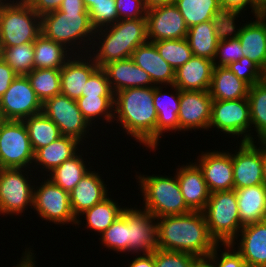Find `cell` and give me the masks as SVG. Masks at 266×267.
Segmentation results:
<instances>
[{
    "label": "cell",
    "mask_w": 266,
    "mask_h": 267,
    "mask_svg": "<svg viewBox=\"0 0 266 267\" xmlns=\"http://www.w3.org/2000/svg\"><path fill=\"white\" fill-rule=\"evenodd\" d=\"M157 112L154 107V86L128 88L114 94L113 123L125 135L148 150L156 151ZM122 126V127H121Z\"/></svg>",
    "instance_id": "obj_1"
},
{
    "label": "cell",
    "mask_w": 266,
    "mask_h": 267,
    "mask_svg": "<svg viewBox=\"0 0 266 267\" xmlns=\"http://www.w3.org/2000/svg\"><path fill=\"white\" fill-rule=\"evenodd\" d=\"M158 249L209 256L217 245L202 211L157 218Z\"/></svg>",
    "instance_id": "obj_2"
},
{
    "label": "cell",
    "mask_w": 266,
    "mask_h": 267,
    "mask_svg": "<svg viewBox=\"0 0 266 267\" xmlns=\"http://www.w3.org/2000/svg\"><path fill=\"white\" fill-rule=\"evenodd\" d=\"M146 42V18L118 20L95 30L88 55L102 68L109 62L130 58L133 51Z\"/></svg>",
    "instance_id": "obj_3"
},
{
    "label": "cell",
    "mask_w": 266,
    "mask_h": 267,
    "mask_svg": "<svg viewBox=\"0 0 266 267\" xmlns=\"http://www.w3.org/2000/svg\"><path fill=\"white\" fill-rule=\"evenodd\" d=\"M41 33L73 54H88L95 29L88 11H54L41 17Z\"/></svg>",
    "instance_id": "obj_4"
},
{
    "label": "cell",
    "mask_w": 266,
    "mask_h": 267,
    "mask_svg": "<svg viewBox=\"0 0 266 267\" xmlns=\"http://www.w3.org/2000/svg\"><path fill=\"white\" fill-rule=\"evenodd\" d=\"M135 175L142 196V208L154 217L182 215L192 210L185 203L176 173L173 176L160 174ZM149 175V176H148Z\"/></svg>",
    "instance_id": "obj_5"
},
{
    "label": "cell",
    "mask_w": 266,
    "mask_h": 267,
    "mask_svg": "<svg viewBox=\"0 0 266 267\" xmlns=\"http://www.w3.org/2000/svg\"><path fill=\"white\" fill-rule=\"evenodd\" d=\"M41 34V17L25 0H0V47L34 42Z\"/></svg>",
    "instance_id": "obj_6"
},
{
    "label": "cell",
    "mask_w": 266,
    "mask_h": 267,
    "mask_svg": "<svg viewBox=\"0 0 266 267\" xmlns=\"http://www.w3.org/2000/svg\"><path fill=\"white\" fill-rule=\"evenodd\" d=\"M210 236L217 244H228L237 237L241 228L235 189L210 193L202 211Z\"/></svg>",
    "instance_id": "obj_7"
},
{
    "label": "cell",
    "mask_w": 266,
    "mask_h": 267,
    "mask_svg": "<svg viewBox=\"0 0 266 267\" xmlns=\"http://www.w3.org/2000/svg\"><path fill=\"white\" fill-rule=\"evenodd\" d=\"M32 174L34 172L29 168H0V216L15 215L16 218L22 213L24 215L28 207L32 209L34 184L37 179Z\"/></svg>",
    "instance_id": "obj_8"
},
{
    "label": "cell",
    "mask_w": 266,
    "mask_h": 267,
    "mask_svg": "<svg viewBox=\"0 0 266 267\" xmlns=\"http://www.w3.org/2000/svg\"><path fill=\"white\" fill-rule=\"evenodd\" d=\"M36 179L33 190L32 210L39 218L57 225H76L69 193L54 184L46 176ZM40 179V183L37 182ZM40 183V184H39Z\"/></svg>",
    "instance_id": "obj_9"
},
{
    "label": "cell",
    "mask_w": 266,
    "mask_h": 267,
    "mask_svg": "<svg viewBox=\"0 0 266 267\" xmlns=\"http://www.w3.org/2000/svg\"><path fill=\"white\" fill-rule=\"evenodd\" d=\"M215 128V129H214ZM209 131L228 135L240 142H251V120L247 98L237 100H213Z\"/></svg>",
    "instance_id": "obj_10"
},
{
    "label": "cell",
    "mask_w": 266,
    "mask_h": 267,
    "mask_svg": "<svg viewBox=\"0 0 266 267\" xmlns=\"http://www.w3.org/2000/svg\"><path fill=\"white\" fill-rule=\"evenodd\" d=\"M35 152L23 121L0 122V168L32 169Z\"/></svg>",
    "instance_id": "obj_11"
},
{
    "label": "cell",
    "mask_w": 266,
    "mask_h": 267,
    "mask_svg": "<svg viewBox=\"0 0 266 267\" xmlns=\"http://www.w3.org/2000/svg\"><path fill=\"white\" fill-rule=\"evenodd\" d=\"M42 113L59 127L61 135L74 137L84 145L95 129L82 115L76 100L63 94L46 99L42 103Z\"/></svg>",
    "instance_id": "obj_12"
},
{
    "label": "cell",
    "mask_w": 266,
    "mask_h": 267,
    "mask_svg": "<svg viewBox=\"0 0 266 267\" xmlns=\"http://www.w3.org/2000/svg\"><path fill=\"white\" fill-rule=\"evenodd\" d=\"M42 113V102L37 97L26 75H18L0 99L2 120L23 121Z\"/></svg>",
    "instance_id": "obj_13"
},
{
    "label": "cell",
    "mask_w": 266,
    "mask_h": 267,
    "mask_svg": "<svg viewBox=\"0 0 266 267\" xmlns=\"http://www.w3.org/2000/svg\"><path fill=\"white\" fill-rule=\"evenodd\" d=\"M121 216L128 223V254H149L158 249L157 218L149 211L127 205Z\"/></svg>",
    "instance_id": "obj_14"
},
{
    "label": "cell",
    "mask_w": 266,
    "mask_h": 267,
    "mask_svg": "<svg viewBox=\"0 0 266 267\" xmlns=\"http://www.w3.org/2000/svg\"><path fill=\"white\" fill-rule=\"evenodd\" d=\"M236 145L239 148L232 152L234 189L263 184L262 141Z\"/></svg>",
    "instance_id": "obj_15"
},
{
    "label": "cell",
    "mask_w": 266,
    "mask_h": 267,
    "mask_svg": "<svg viewBox=\"0 0 266 267\" xmlns=\"http://www.w3.org/2000/svg\"><path fill=\"white\" fill-rule=\"evenodd\" d=\"M197 156L195 163L202 170L210 193L234 189L232 152L227 150H206Z\"/></svg>",
    "instance_id": "obj_16"
},
{
    "label": "cell",
    "mask_w": 266,
    "mask_h": 267,
    "mask_svg": "<svg viewBox=\"0 0 266 267\" xmlns=\"http://www.w3.org/2000/svg\"><path fill=\"white\" fill-rule=\"evenodd\" d=\"M147 36L149 42L186 38L188 27L174 3L147 9Z\"/></svg>",
    "instance_id": "obj_17"
},
{
    "label": "cell",
    "mask_w": 266,
    "mask_h": 267,
    "mask_svg": "<svg viewBox=\"0 0 266 267\" xmlns=\"http://www.w3.org/2000/svg\"><path fill=\"white\" fill-rule=\"evenodd\" d=\"M212 101L209 91L180 90L179 132L209 131Z\"/></svg>",
    "instance_id": "obj_18"
},
{
    "label": "cell",
    "mask_w": 266,
    "mask_h": 267,
    "mask_svg": "<svg viewBox=\"0 0 266 267\" xmlns=\"http://www.w3.org/2000/svg\"><path fill=\"white\" fill-rule=\"evenodd\" d=\"M163 87L165 88L163 90ZM170 91H165L167 88ZM154 86V107L157 112L156 150L164 133H179L180 90L174 85ZM170 92V93H169ZM174 131V132H173Z\"/></svg>",
    "instance_id": "obj_19"
},
{
    "label": "cell",
    "mask_w": 266,
    "mask_h": 267,
    "mask_svg": "<svg viewBox=\"0 0 266 267\" xmlns=\"http://www.w3.org/2000/svg\"><path fill=\"white\" fill-rule=\"evenodd\" d=\"M231 244L247 267H266V220L243 226Z\"/></svg>",
    "instance_id": "obj_20"
},
{
    "label": "cell",
    "mask_w": 266,
    "mask_h": 267,
    "mask_svg": "<svg viewBox=\"0 0 266 267\" xmlns=\"http://www.w3.org/2000/svg\"><path fill=\"white\" fill-rule=\"evenodd\" d=\"M99 67L88 54H74L60 69L61 94L77 100L89 77Z\"/></svg>",
    "instance_id": "obj_21"
},
{
    "label": "cell",
    "mask_w": 266,
    "mask_h": 267,
    "mask_svg": "<svg viewBox=\"0 0 266 267\" xmlns=\"http://www.w3.org/2000/svg\"><path fill=\"white\" fill-rule=\"evenodd\" d=\"M176 176L185 203L192 211H203L209 200L210 192L207 188L202 170L195 163L188 162L176 167Z\"/></svg>",
    "instance_id": "obj_22"
},
{
    "label": "cell",
    "mask_w": 266,
    "mask_h": 267,
    "mask_svg": "<svg viewBox=\"0 0 266 267\" xmlns=\"http://www.w3.org/2000/svg\"><path fill=\"white\" fill-rule=\"evenodd\" d=\"M95 170L92 168L87 172L69 193L71 208L75 218H78L84 211L110 195L108 192L109 187L105 184L108 182H105L102 179L103 175Z\"/></svg>",
    "instance_id": "obj_23"
},
{
    "label": "cell",
    "mask_w": 266,
    "mask_h": 267,
    "mask_svg": "<svg viewBox=\"0 0 266 267\" xmlns=\"http://www.w3.org/2000/svg\"><path fill=\"white\" fill-rule=\"evenodd\" d=\"M76 138L70 136H60L47 146L41 147L35 152L32 170L37 176L43 173L47 176L51 171L60 166L64 161L73 157L84 147ZM41 169V170H40ZM45 171V172H44Z\"/></svg>",
    "instance_id": "obj_24"
},
{
    "label": "cell",
    "mask_w": 266,
    "mask_h": 267,
    "mask_svg": "<svg viewBox=\"0 0 266 267\" xmlns=\"http://www.w3.org/2000/svg\"><path fill=\"white\" fill-rule=\"evenodd\" d=\"M102 69L114 94L128 88L155 86L149 74L138 67L131 57L109 62Z\"/></svg>",
    "instance_id": "obj_25"
},
{
    "label": "cell",
    "mask_w": 266,
    "mask_h": 267,
    "mask_svg": "<svg viewBox=\"0 0 266 267\" xmlns=\"http://www.w3.org/2000/svg\"><path fill=\"white\" fill-rule=\"evenodd\" d=\"M134 63L149 74L155 86L174 84L175 70L160 56L153 42L138 46L131 56Z\"/></svg>",
    "instance_id": "obj_26"
},
{
    "label": "cell",
    "mask_w": 266,
    "mask_h": 267,
    "mask_svg": "<svg viewBox=\"0 0 266 267\" xmlns=\"http://www.w3.org/2000/svg\"><path fill=\"white\" fill-rule=\"evenodd\" d=\"M255 18V19H254ZM243 24L238 37L243 57H247L266 71V16L261 14Z\"/></svg>",
    "instance_id": "obj_27"
},
{
    "label": "cell",
    "mask_w": 266,
    "mask_h": 267,
    "mask_svg": "<svg viewBox=\"0 0 266 267\" xmlns=\"http://www.w3.org/2000/svg\"><path fill=\"white\" fill-rule=\"evenodd\" d=\"M213 70L212 60L193 56L175 71L174 85L184 91H209Z\"/></svg>",
    "instance_id": "obj_28"
},
{
    "label": "cell",
    "mask_w": 266,
    "mask_h": 267,
    "mask_svg": "<svg viewBox=\"0 0 266 267\" xmlns=\"http://www.w3.org/2000/svg\"><path fill=\"white\" fill-rule=\"evenodd\" d=\"M239 218L242 226L266 220V186L235 189Z\"/></svg>",
    "instance_id": "obj_29"
},
{
    "label": "cell",
    "mask_w": 266,
    "mask_h": 267,
    "mask_svg": "<svg viewBox=\"0 0 266 267\" xmlns=\"http://www.w3.org/2000/svg\"><path fill=\"white\" fill-rule=\"evenodd\" d=\"M112 198L114 197H111L110 194V197L108 195L101 202L80 214V216L76 218V229L77 226L79 228L83 223L84 225L82 226H85L84 228L88 231L92 230L91 232L94 231V233L96 232L97 235L100 236L121 215L125 207L121 206V204L119 205V202Z\"/></svg>",
    "instance_id": "obj_30"
},
{
    "label": "cell",
    "mask_w": 266,
    "mask_h": 267,
    "mask_svg": "<svg viewBox=\"0 0 266 267\" xmlns=\"http://www.w3.org/2000/svg\"><path fill=\"white\" fill-rule=\"evenodd\" d=\"M250 86L227 67L214 66L210 96L213 100H237L248 97Z\"/></svg>",
    "instance_id": "obj_31"
},
{
    "label": "cell",
    "mask_w": 266,
    "mask_h": 267,
    "mask_svg": "<svg viewBox=\"0 0 266 267\" xmlns=\"http://www.w3.org/2000/svg\"><path fill=\"white\" fill-rule=\"evenodd\" d=\"M74 54L42 33L34 41V69L60 70Z\"/></svg>",
    "instance_id": "obj_32"
},
{
    "label": "cell",
    "mask_w": 266,
    "mask_h": 267,
    "mask_svg": "<svg viewBox=\"0 0 266 267\" xmlns=\"http://www.w3.org/2000/svg\"><path fill=\"white\" fill-rule=\"evenodd\" d=\"M82 151L85 152L83 148H81L79 153L77 152L73 157L64 161L46 177L49 178L54 184L61 187L64 191L70 193L77 183L83 178V176L89 172L92 167H94L90 164V159H92L91 157L88 158L89 162L87 165V158H83L84 154Z\"/></svg>",
    "instance_id": "obj_33"
},
{
    "label": "cell",
    "mask_w": 266,
    "mask_h": 267,
    "mask_svg": "<svg viewBox=\"0 0 266 267\" xmlns=\"http://www.w3.org/2000/svg\"><path fill=\"white\" fill-rule=\"evenodd\" d=\"M247 99L249 102L250 120H251V142H255L257 140L266 141V80L265 79L249 88Z\"/></svg>",
    "instance_id": "obj_34"
},
{
    "label": "cell",
    "mask_w": 266,
    "mask_h": 267,
    "mask_svg": "<svg viewBox=\"0 0 266 267\" xmlns=\"http://www.w3.org/2000/svg\"><path fill=\"white\" fill-rule=\"evenodd\" d=\"M186 39L194 56L214 60L219 41L211 20L188 28Z\"/></svg>",
    "instance_id": "obj_35"
},
{
    "label": "cell",
    "mask_w": 266,
    "mask_h": 267,
    "mask_svg": "<svg viewBox=\"0 0 266 267\" xmlns=\"http://www.w3.org/2000/svg\"><path fill=\"white\" fill-rule=\"evenodd\" d=\"M76 102L82 115L92 127L94 124V128L100 127L98 125L104 123V121H106L105 124L111 123L109 126H112L114 116V97H80ZM98 120L102 121V123ZM95 122H97L98 125Z\"/></svg>",
    "instance_id": "obj_36"
},
{
    "label": "cell",
    "mask_w": 266,
    "mask_h": 267,
    "mask_svg": "<svg viewBox=\"0 0 266 267\" xmlns=\"http://www.w3.org/2000/svg\"><path fill=\"white\" fill-rule=\"evenodd\" d=\"M23 122L34 152L62 136L59 127L43 113L27 117Z\"/></svg>",
    "instance_id": "obj_37"
},
{
    "label": "cell",
    "mask_w": 266,
    "mask_h": 267,
    "mask_svg": "<svg viewBox=\"0 0 266 267\" xmlns=\"http://www.w3.org/2000/svg\"><path fill=\"white\" fill-rule=\"evenodd\" d=\"M174 4L182 14L188 28L211 20L219 6L218 0H175Z\"/></svg>",
    "instance_id": "obj_38"
},
{
    "label": "cell",
    "mask_w": 266,
    "mask_h": 267,
    "mask_svg": "<svg viewBox=\"0 0 266 267\" xmlns=\"http://www.w3.org/2000/svg\"><path fill=\"white\" fill-rule=\"evenodd\" d=\"M243 14L246 15L242 11H236L220 5L216 8L211 22L218 41L236 39L239 37L244 23L240 22L237 18H240V16L243 17ZM237 21L240 22V24Z\"/></svg>",
    "instance_id": "obj_39"
},
{
    "label": "cell",
    "mask_w": 266,
    "mask_h": 267,
    "mask_svg": "<svg viewBox=\"0 0 266 267\" xmlns=\"http://www.w3.org/2000/svg\"><path fill=\"white\" fill-rule=\"evenodd\" d=\"M26 76L42 103L48 98L61 94L60 70L33 69Z\"/></svg>",
    "instance_id": "obj_40"
},
{
    "label": "cell",
    "mask_w": 266,
    "mask_h": 267,
    "mask_svg": "<svg viewBox=\"0 0 266 267\" xmlns=\"http://www.w3.org/2000/svg\"><path fill=\"white\" fill-rule=\"evenodd\" d=\"M2 58L17 75H27L34 69V42L0 47Z\"/></svg>",
    "instance_id": "obj_41"
},
{
    "label": "cell",
    "mask_w": 266,
    "mask_h": 267,
    "mask_svg": "<svg viewBox=\"0 0 266 267\" xmlns=\"http://www.w3.org/2000/svg\"><path fill=\"white\" fill-rule=\"evenodd\" d=\"M160 56L176 71L194 55L186 38L153 42Z\"/></svg>",
    "instance_id": "obj_42"
},
{
    "label": "cell",
    "mask_w": 266,
    "mask_h": 267,
    "mask_svg": "<svg viewBox=\"0 0 266 267\" xmlns=\"http://www.w3.org/2000/svg\"><path fill=\"white\" fill-rule=\"evenodd\" d=\"M103 247L114 253H128V223L120 215L98 238Z\"/></svg>",
    "instance_id": "obj_43"
},
{
    "label": "cell",
    "mask_w": 266,
    "mask_h": 267,
    "mask_svg": "<svg viewBox=\"0 0 266 267\" xmlns=\"http://www.w3.org/2000/svg\"><path fill=\"white\" fill-rule=\"evenodd\" d=\"M88 13L95 30L113 25L119 20L115 0H98Z\"/></svg>",
    "instance_id": "obj_44"
},
{
    "label": "cell",
    "mask_w": 266,
    "mask_h": 267,
    "mask_svg": "<svg viewBox=\"0 0 266 267\" xmlns=\"http://www.w3.org/2000/svg\"><path fill=\"white\" fill-rule=\"evenodd\" d=\"M227 68L250 87L264 80V71L247 57L230 63Z\"/></svg>",
    "instance_id": "obj_45"
},
{
    "label": "cell",
    "mask_w": 266,
    "mask_h": 267,
    "mask_svg": "<svg viewBox=\"0 0 266 267\" xmlns=\"http://www.w3.org/2000/svg\"><path fill=\"white\" fill-rule=\"evenodd\" d=\"M242 57L243 52L239 39H228L218 42L213 63L217 67H227L230 63L238 61Z\"/></svg>",
    "instance_id": "obj_46"
},
{
    "label": "cell",
    "mask_w": 266,
    "mask_h": 267,
    "mask_svg": "<svg viewBox=\"0 0 266 267\" xmlns=\"http://www.w3.org/2000/svg\"><path fill=\"white\" fill-rule=\"evenodd\" d=\"M197 256L189 253L157 249L154 251L155 267H192Z\"/></svg>",
    "instance_id": "obj_47"
},
{
    "label": "cell",
    "mask_w": 266,
    "mask_h": 267,
    "mask_svg": "<svg viewBox=\"0 0 266 267\" xmlns=\"http://www.w3.org/2000/svg\"><path fill=\"white\" fill-rule=\"evenodd\" d=\"M222 247L224 248L221 249ZM219 250H222L221 254ZM209 256L215 261L216 267H247L246 262L231 243L217 244Z\"/></svg>",
    "instance_id": "obj_48"
},
{
    "label": "cell",
    "mask_w": 266,
    "mask_h": 267,
    "mask_svg": "<svg viewBox=\"0 0 266 267\" xmlns=\"http://www.w3.org/2000/svg\"><path fill=\"white\" fill-rule=\"evenodd\" d=\"M114 97L106 72L98 68L88 79L82 97Z\"/></svg>",
    "instance_id": "obj_49"
},
{
    "label": "cell",
    "mask_w": 266,
    "mask_h": 267,
    "mask_svg": "<svg viewBox=\"0 0 266 267\" xmlns=\"http://www.w3.org/2000/svg\"><path fill=\"white\" fill-rule=\"evenodd\" d=\"M119 20L146 18L144 0H115Z\"/></svg>",
    "instance_id": "obj_50"
},
{
    "label": "cell",
    "mask_w": 266,
    "mask_h": 267,
    "mask_svg": "<svg viewBox=\"0 0 266 267\" xmlns=\"http://www.w3.org/2000/svg\"><path fill=\"white\" fill-rule=\"evenodd\" d=\"M220 6H224L236 11L245 12L251 9L253 17L264 14V9L257 3L256 0H218Z\"/></svg>",
    "instance_id": "obj_51"
},
{
    "label": "cell",
    "mask_w": 266,
    "mask_h": 267,
    "mask_svg": "<svg viewBox=\"0 0 266 267\" xmlns=\"http://www.w3.org/2000/svg\"><path fill=\"white\" fill-rule=\"evenodd\" d=\"M30 7L42 17L45 14L57 11L63 0H25Z\"/></svg>",
    "instance_id": "obj_52"
},
{
    "label": "cell",
    "mask_w": 266,
    "mask_h": 267,
    "mask_svg": "<svg viewBox=\"0 0 266 267\" xmlns=\"http://www.w3.org/2000/svg\"><path fill=\"white\" fill-rule=\"evenodd\" d=\"M17 76L16 72L0 58V99Z\"/></svg>",
    "instance_id": "obj_53"
},
{
    "label": "cell",
    "mask_w": 266,
    "mask_h": 267,
    "mask_svg": "<svg viewBox=\"0 0 266 267\" xmlns=\"http://www.w3.org/2000/svg\"><path fill=\"white\" fill-rule=\"evenodd\" d=\"M136 256V258L134 257ZM128 267H155L154 252L149 254H134Z\"/></svg>",
    "instance_id": "obj_54"
},
{
    "label": "cell",
    "mask_w": 266,
    "mask_h": 267,
    "mask_svg": "<svg viewBox=\"0 0 266 267\" xmlns=\"http://www.w3.org/2000/svg\"><path fill=\"white\" fill-rule=\"evenodd\" d=\"M34 251L35 250H32L31 246L29 248L26 247L25 251L22 253V257L17 261V264H15L16 266L13 267H36V254H34Z\"/></svg>",
    "instance_id": "obj_55"
},
{
    "label": "cell",
    "mask_w": 266,
    "mask_h": 267,
    "mask_svg": "<svg viewBox=\"0 0 266 267\" xmlns=\"http://www.w3.org/2000/svg\"><path fill=\"white\" fill-rule=\"evenodd\" d=\"M58 10L60 11H87L83 0H63Z\"/></svg>",
    "instance_id": "obj_56"
},
{
    "label": "cell",
    "mask_w": 266,
    "mask_h": 267,
    "mask_svg": "<svg viewBox=\"0 0 266 267\" xmlns=\"http://www.w3.org/2000/svg\"><path fill=\"white\" fill-rule=\"evenodd\" d=\"M192 267H216L215 261L210 256L197 257Z\"/></svg>",
    "instance_id": "obj_57"
},
{
    "label": "cell",
    "mask_w": 266,
    "mask_h": 267,
    "mask_svg": "<svg viewBox=\"0 0 266 267\" xmlns=\"http://www.w3.org/2000/svg\"><path fill=\"white\" fill-rule=\"evenodd\" d=\"M175 0H144V4L147 9L159 6V5H165V4H171L174 3Z\"/></svg>",
    "instance_id": "obj_58"
},
{
    "label": "cell",
    "mask_w": 266,
    "mask_h": 267,
    "mask_svg": "<svg viewBox=\"0 0 266 267\" xmlns=\"http://www.w3.org/2000/svg\"><path fill=\"white\" fill-rule=\"evenodd\" d=\"M263 184L266 186V141H262Z\"/></svg>",
    "instance_id": "obj_59"
},
{
    "label": "cell",
    "mask_w": 266,
    "mask_h": 267,
    "mask_svg": "<svg viewBox=\"0 0 266 267\" xmlns=\"http://www.w3.org/2000/svg\"><path fill=\"white\" fill-rule=\"evenodd\" d=\"M98 0H83L84 5L87 9V11H89L97 2Z\"/></svg>",
    "instance_id": "obj_60"
},
{
    "label": "cell",
    "mask_w": 266,
    "mask_h": 267,
    "mask_svg": "<svg viewBox=\"0 0 266 267\" xmlns=\"http://www.w3.org/2000/svg\"><path fill=\"white\" fill-rule=\"evenodd\" d=\"M257 3L263 8H266V0H256Z\"/></svg>",
    "instance_id": "obj_61"
},
{
    "label": "cell",
    "mask_w": 266,
    "mask_h": 267,
    "mask_svg": "<svg viewBox=\"0 0 266 267\" xmlns=\"http://www.w3.org/2000/svg\"><path fill=\"white\" fill-rule=\"evenodd\" d=\"M264 79L266 80V71L264 72Z\"/></svg>",
    "instance_id": "obj_62"
}]
</instances>
